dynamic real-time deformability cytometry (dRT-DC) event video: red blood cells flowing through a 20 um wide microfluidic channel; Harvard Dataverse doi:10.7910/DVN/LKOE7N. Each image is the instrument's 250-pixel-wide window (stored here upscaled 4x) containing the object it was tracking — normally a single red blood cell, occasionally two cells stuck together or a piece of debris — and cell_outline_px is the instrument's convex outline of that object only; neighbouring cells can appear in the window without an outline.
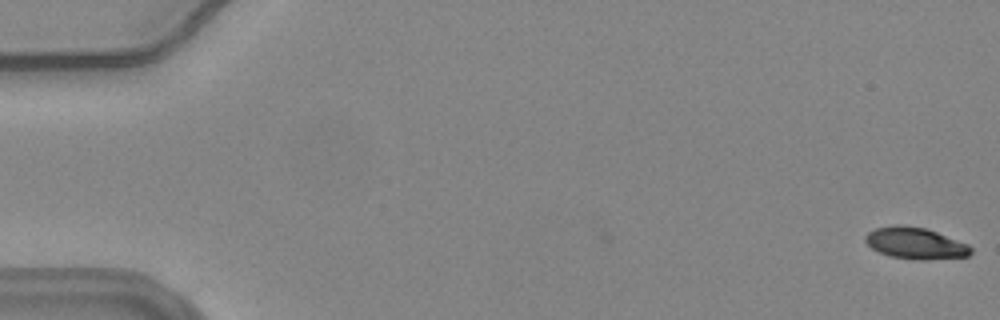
{"species": "common noctule bat (a hibernating species)", "species_latin": "Nyctalus noctula", "temperature_condition": "warm", "stored_images_in_passage": 57, "camera_frame_rate_fps": 3000, "um_per_image_px": 0.085, "animal": {"sex": "female", "body_mass_g": 24.6, "forearm_length_mm": 56.2}, "frame": {"image": 1, "passage_image": 1, "time_ms": 0.0, "image_size_px": [1000, 320], "cell_outline_px": [[972, 252], [968, 256], [928, 260], [916, 260], [892, 256], [880, 252], [872, 248], [864, 240], [864, 236], [868, 232], [876, 228], [896, 224], [904, 224], [924, 228], [936, 232], [968, 244], [972, 248]], "centroid_in_image_um": [77.8, 20.67], "position_along_channel_um": 7.2, "area_um2": 19.36}}
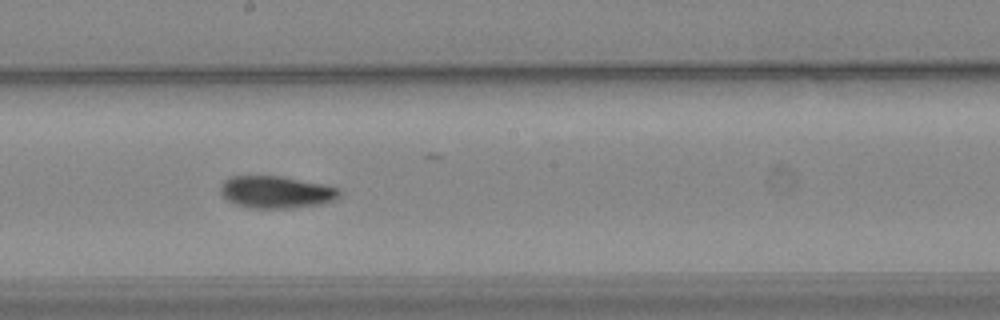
{"frame": {"image": 2, "passage_image": 32, "time_ms": 10.333, "image_size_px": [1000, 320], "cell_outline_px": [[344, 192], [340, 196], [332, 200], [320, 204], [288, 208], [248, 208], [236, 204], [228, 200], [220, 192], [220, 188], [224, 180], [228, 176], [280, 176], [340, 188]], "centroid_in_image_um": [23.46, 16.32], "position_along_channel_um": 224.7, "area_um2": 22.2}}
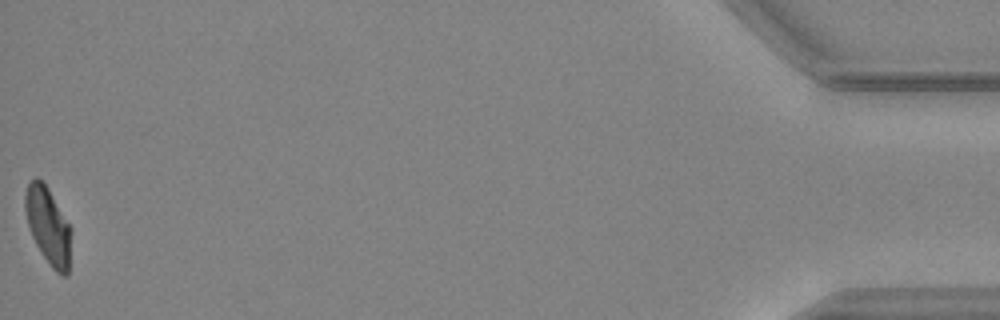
{"frame": {"image": 3, "passage_image": 57, "time_ms": 18.667, "image_size_px": [1000, 320], "cell_outline_px": [[72, 228], [68, 276], [64, 276], [56, 272], [52, 268], [36, 244], [32, 236], [28, 224], [24, 208], [24, 196], [28, 184], [36, 176], [48, 188]], "centroid_in_image_um": [4.11, 19.21], "position_along_channel_um": 431.1, "area_um2": 20.58}, "authors_computed_cell_mechanics": {"area_um2": 21.5594, "velocity_mm_per_s": 3.6723, "shape_relaxation_time_tau1_ms": 5.9229, "shape_relaxation_time_tau2_ms": 3.2989, "deformation_change_tau1": 0.1786, "deformation_change_tau2": 0.0802}}